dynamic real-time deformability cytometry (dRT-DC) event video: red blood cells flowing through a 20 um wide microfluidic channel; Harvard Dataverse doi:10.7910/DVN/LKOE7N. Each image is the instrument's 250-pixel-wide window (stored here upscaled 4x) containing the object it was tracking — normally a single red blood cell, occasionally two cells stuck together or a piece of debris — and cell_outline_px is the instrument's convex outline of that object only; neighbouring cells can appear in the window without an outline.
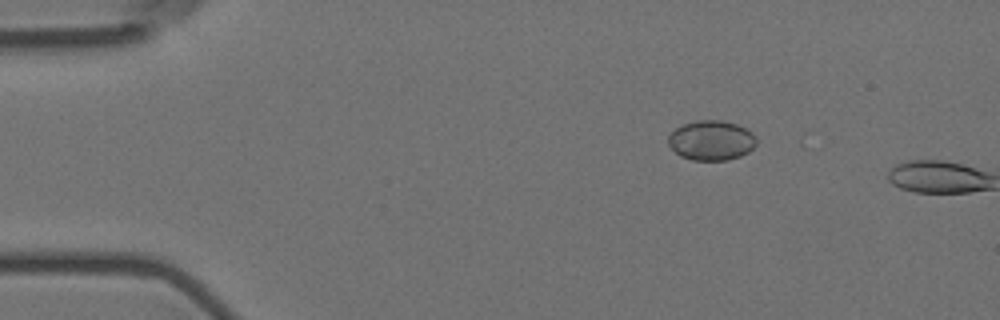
{"species": "Egyptian fruit bat (a non-hibernating species)", "species_latin": "Rousettus aegyptiacus", "temperature_condition": "room temperature", "stored_images_in_passage": 4, "camera_frame_rate_fps": 3000, "um_per_image_px": 0.085, "animal": {"sex": "female"}, "frame": {"image": 1, "passage_image": 3, "time_ms": 0.667, "image_size_px": [1000, 320], "cell_outline_px": [[756, 144], [748, 152], [740, 156], [728, 160], [692, 160], [680, 156], [668, 144], [668, 136], [676, 128], [684, 124], [696, 120], [720, 120], [736, 124], [752, 132], [756, 136]], "centroid_in_image_um": [60.46, 11.93], "position_along_channel_um": 24.5, "area_um2": 20.4}}